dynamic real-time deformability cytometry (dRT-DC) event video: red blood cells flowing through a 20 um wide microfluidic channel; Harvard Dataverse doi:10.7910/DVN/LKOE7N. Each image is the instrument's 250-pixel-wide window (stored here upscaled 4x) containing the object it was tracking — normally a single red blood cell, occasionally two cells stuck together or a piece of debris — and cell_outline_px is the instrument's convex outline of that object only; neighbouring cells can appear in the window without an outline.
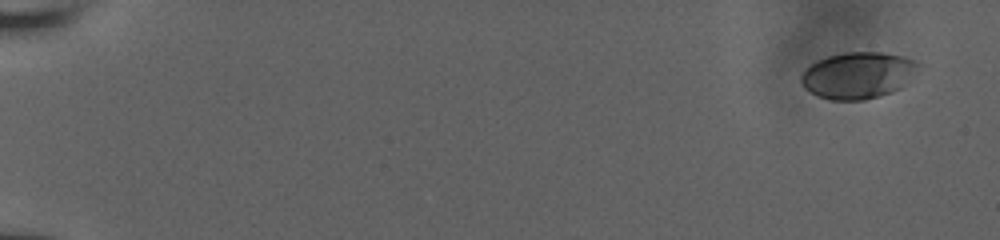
{"species": "human", "species_latin": "Homo sapiens", "temperature_condition": "room temperature", "stored_images_in_passage": 12, "camera_frame_rate_fps": 3000, "um_per_image_px": 0.085, "donor": {"sex": "male"}, "frame": {"image": 1, "passage_image": 1, "time_ms": 0.0, "image_size_px": [1000, 240], "cell_outline_px": [[920, 64], [900, 88], [892, 92], [880, 96], [864, 100], [828, 100], [816, 96], [804, 88], [800, 80], [800, 76], [812, 64], [828, 56], [844, 52], [880, 52], [904, 56], [916, 60]], "centroid_in_image_um": [72.9, 6.41], "position_along_channel_um": 12.1, "area_um2": 31.62}}
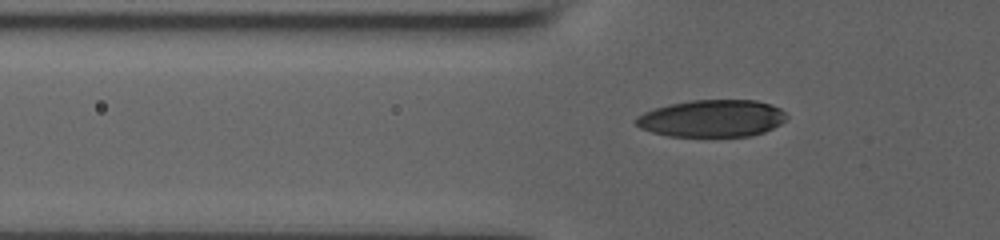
{"frame": {"image": 2, "passage_image": 10, "time_ms": 6.333, "image_size_px": [1000, 240], "cell_outline_px": [[788, 116], [780, 124], [764, 132], [748, 136], [668, 136], [652, 132], [640, 128], [636, 124], [636, 116], [644, 112], [668, 104], [692, 100], [756, 100], [772, 104], [780, 108]], "centroid_in_image_um": [60.52, 10.06], "position_along_channel_um": 65.3, "area_um2": 32.6}}
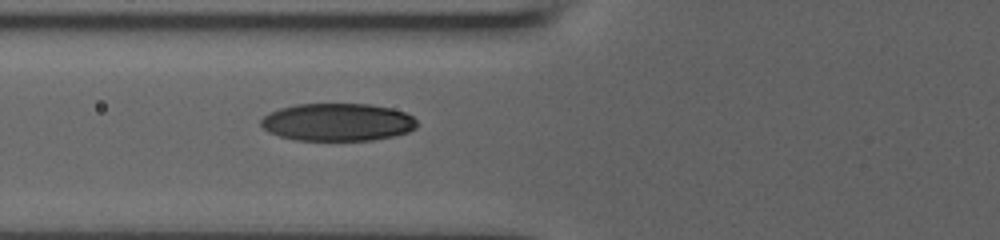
{"frame": {"image": 3, "passage_image": 12, "time_ms": 7.333, "image_size_px": [1000, 240], "cell_outline_px": [[416, 128], [408, 132], [392, 136], [372, 140], [296, 140], [280, 136], [268, 132], [260, 124], [260, 120], [268, 112], [280, 108], [296, 104], [368, 104], [392, 108], [404, 112], [412, 116], [416, 120]], "centroid_in_image_um": [28.67, 10.38], "position_along_channel_um": 97.1, "area_um2": 34.28}}